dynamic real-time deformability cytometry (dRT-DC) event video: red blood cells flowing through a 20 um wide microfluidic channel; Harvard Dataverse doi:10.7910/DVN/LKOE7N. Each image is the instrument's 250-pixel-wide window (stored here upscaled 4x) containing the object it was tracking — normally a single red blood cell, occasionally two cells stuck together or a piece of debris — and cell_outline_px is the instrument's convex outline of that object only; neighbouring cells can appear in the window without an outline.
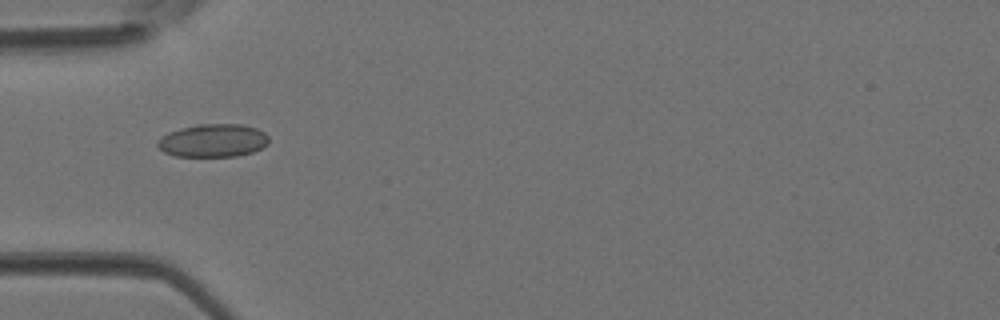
{"species": "Egyptian fruit bat (a non-hibernating species)", "species_latin": "Rousettus aegyptiacus", "temperature_condition": "room temperature", "stored_images_in_passage": 30, "camera_frame_rate_fps": 3000, "um_per_image_px": 0.085, "animal": {"sex": "female"}, "frame": {"image": 1, "passage_image": 1, "time_ms": 0.0, "image_size_px": [1000, 320], "cell_outline_px": [[268, 144], [252, 152], [236, 156], [176, 156], [164, 152], [156, 144], [160, 136], [168, 132], [180, 128], [196, 124], [240, 124], [256, 128], [264, 132], [268, 136]], "centroid_in_image_um": [18.08, 11.94], "position_along_channel_um": 66.9, "area_um2": 21.44}}
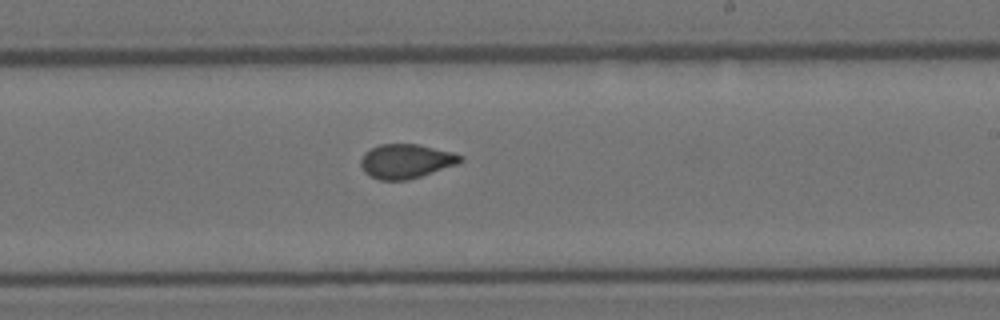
{"frame": {"image": 2, "passage_image": 13, "time_ms": 4.0, "image_size_px": [1000, 320], "cell_outline_px": [[464, 160], [460, 164], [408, 180], [380, 180], [364, 172], [360, 164], [360, 160], [364, 152], [380, 144], [420, 144], [452, 152], [464, 156]], "centroid_in_image_um": [34.55, 13.7], "position_along_channel_um": 254.5, "area_um2": 20.11}}
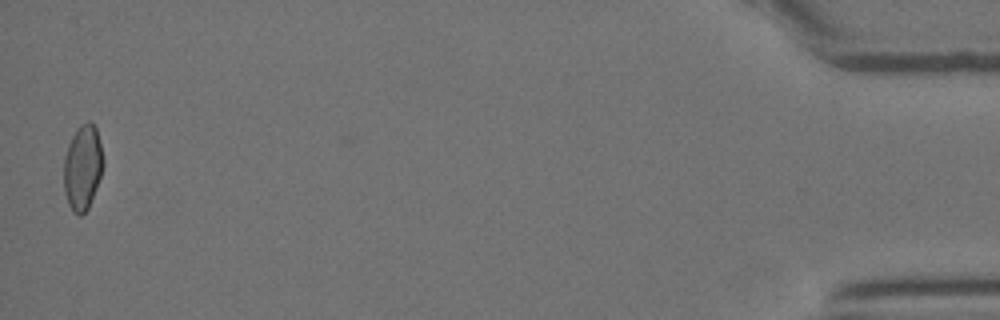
{"frame": {"image": 3, "passage_image": 30, "time_ms": 9.667, "image_size_px": [1000, 320], "cell_outline_px": [[104, 164], [96, 188], [88, 208], [80, 216], [72, 212], [68, 204], [64, 192], [64, 156], [68, 144], [76, 128], [80, 124], [88, 120], [96, 128], [104, 160]], "centroid_in_image_um": [7.01, 14.22], "position_along_channel_um": 428.2, "area_um2": 19.59}}